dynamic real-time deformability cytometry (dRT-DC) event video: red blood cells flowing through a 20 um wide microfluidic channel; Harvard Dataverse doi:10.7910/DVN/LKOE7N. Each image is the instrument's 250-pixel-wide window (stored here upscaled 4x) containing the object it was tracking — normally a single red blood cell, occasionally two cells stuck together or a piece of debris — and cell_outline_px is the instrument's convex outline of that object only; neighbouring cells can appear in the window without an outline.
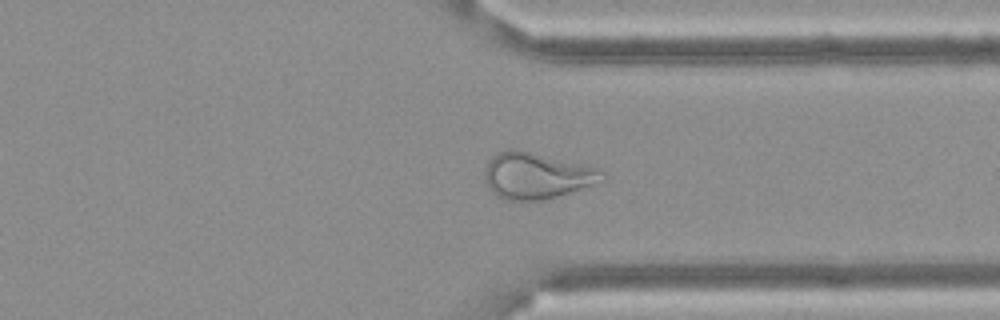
{"species": "Egyptian fruit bat (a non-hibernating species)", "species_latin": "Rousettus aegyptiacus", "temperature_condition": "cold", "stored_images_in_passage": 57, "camera_frame_rate_fps": 3000, "um_per_image_px": 0.085, "frame": {"image": 1, "passage_image": 44, "time_ms": 14.333, "image_size_px": [1000, 320], "cell_outline_px": [[608, 180], [544, 200], [508, 200], [496, 196], [488, 188], [484, 176], [484, 168], [488, 160], [496, 152], [508, 148], [512, 148], [580, 164], [604, 172]], "centroid_in_image_um": [45.55, 14.94], "position_along_channel_um": 365.8, "area_um2": 31.5}}
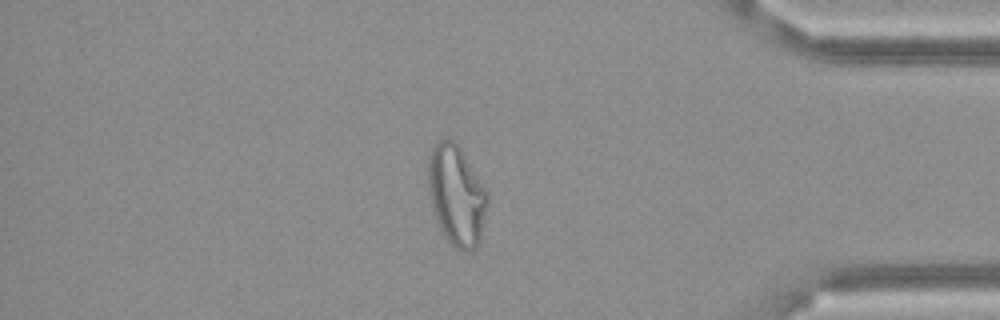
{"frame": {"image": 2, "passage_image": 49, "time_ms": 16.0, "image_size_px": [1000, 320], "cell_outline_px": [[488, 204], [480, 244], [476, 248], [468, 252], [460, 252], [444, 236], [440, 228], [432, 204], [428, 188], [428, 156], [432, 148], [440, 140], [452, 140], [460, 144], [488, 192]], "centroid_in_image_um": [38.84, 16.61], "position_along_channel_um": 396.4, "area_um2": 35.08}}